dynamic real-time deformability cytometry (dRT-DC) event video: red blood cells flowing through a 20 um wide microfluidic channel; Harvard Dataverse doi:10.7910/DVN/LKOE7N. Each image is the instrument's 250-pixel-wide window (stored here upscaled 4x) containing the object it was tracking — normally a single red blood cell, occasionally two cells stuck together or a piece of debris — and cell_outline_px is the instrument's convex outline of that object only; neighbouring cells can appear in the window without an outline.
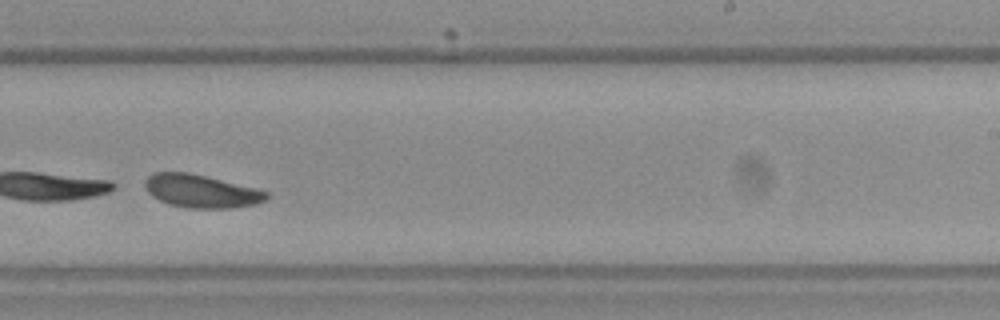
{"species": "Egyptian fruit bat (a non-hibernating species)", "species_latin": "Rousettus aegyptiacus", "temperature_condition": "warm", "stored_images_in_passage": 44, "camera_frame_rate_fps": 3000, "um_per_image_px": 0.085, "frame": {"image": 1, "passage_image": 26, "time_ms": 8.333, "image_size_px": [1000, 320], "cell_outline_px": [[268, 200], [256, 204], [228, 208], [184, 208], [168, 204], [152, 196], [148, 192], [144, 184], [144, 180], [152, 172], [188, 172], [256, 188], [268, 192]], "centroid_in_image_um": [17.08, 16.25], "position_along_channel_um": 271.9, "area_um2": 23.47}}